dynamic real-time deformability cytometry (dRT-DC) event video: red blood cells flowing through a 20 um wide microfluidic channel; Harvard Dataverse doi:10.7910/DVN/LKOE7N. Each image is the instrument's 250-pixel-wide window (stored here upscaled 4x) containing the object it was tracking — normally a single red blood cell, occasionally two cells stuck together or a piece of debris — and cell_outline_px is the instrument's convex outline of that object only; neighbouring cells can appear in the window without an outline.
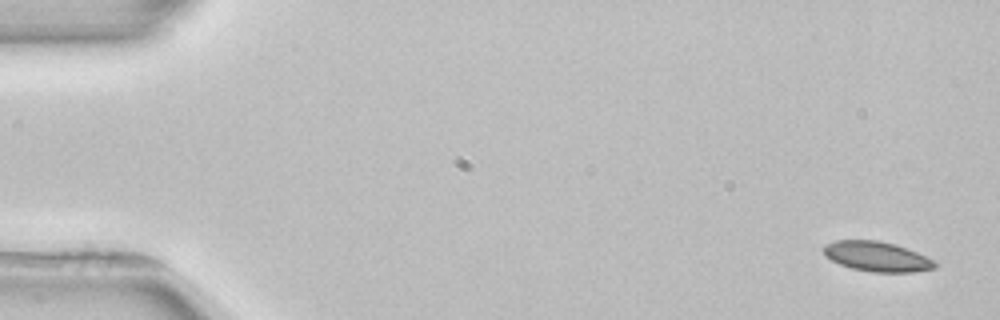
{"species": "common noctule bat (a hibernating species)", "species_latin": "Nyctalus noctula", "temperature_condition": "room temperature", "stored_images_in_passage": 4, "camera_frame_rate_fps": 3000, "um_per_image_px": 0.085, "animal": {"sex": "female", "body_mass_g": 22.7, "forearm_length_mm": 54.2}, "frame": {"image": 1, "passage_image": 1, "time_ms": 0.0, "image_size_px": [1000, 320], "cell_outline_px": [[936, 268], [912, 272], [872, 272], [852, 268], [840, 264], [824, 256], [820, 248], [824, 244], [836, 240], [880, 240], [896, 244], [908, 248], [936, 260]], "centroid_in_image_um": [74.52, 21.79], "position_along_channel_um": 10.5, "area_um2": 19.77}}
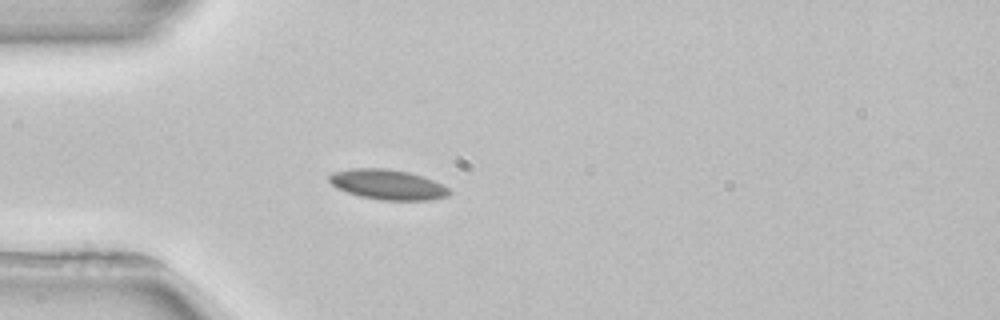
{"frame": {"image": 2, "passage_image": 4, "time_ms": 4.333, "image_size_px": [1000, 320], "cell_outline_px": [[452, 192], [448, 196], [428, 200], [380, 200], [360, 196], [336, 188], [328, 180], [328, 176], [332, 172], [352, 168], [384, 168], [408, 172], [432, 180], [448, 188]], "centroid_in_image_um": [32.91, 15.69], "position_along_channel_um": 52.1, "area_um2": 20.92}}